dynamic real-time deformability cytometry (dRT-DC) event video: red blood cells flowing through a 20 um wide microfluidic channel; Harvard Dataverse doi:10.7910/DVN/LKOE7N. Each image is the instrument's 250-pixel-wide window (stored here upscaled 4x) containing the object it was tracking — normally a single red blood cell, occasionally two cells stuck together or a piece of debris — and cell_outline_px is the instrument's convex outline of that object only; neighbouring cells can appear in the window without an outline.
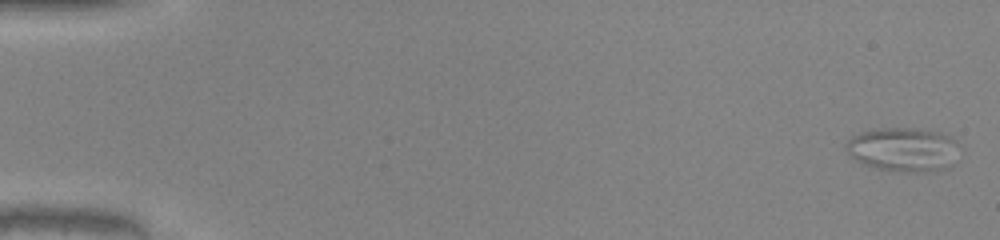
{"species": "common noctule bat (a hibernating species)", "species_latin": "Nyctalus noctula", "temperature_condition": "warm", "stored_images_in_passage": 51, "camera_frame_rate_fps": 3000, "um_per_image_px": 0.085, "animal": {"sex": "male", "body_mass_g": 20.0, "forearm_length_mm": 53.3}, "frame": {"image": 1, "passage_image": 1, "time_ms": 0.0, "image_size_px": [1000, 240], "cell_outline_px": [[956, 144], [952, 164], [948, 168], [928, 172], [892, 172], [856, 160], [848, 156], [844, 148], [844, 144], [852, 136], [860, 132], [880, 128], [916, 128], [940, 132], [952, 136], [956, 140]], "centroid_in_image_um": [76.74, 12.7], "position_along_channel_um": 8.3, "area_um2": 29.19}}
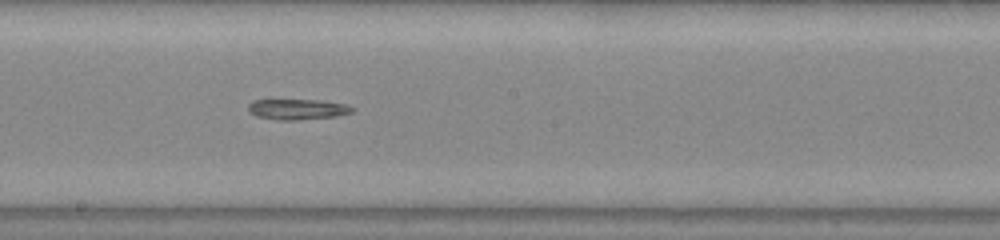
{"frame": {"image": 2, "passage_image": 29, "time_ms": 9.333, "image_size_px": [1000, 240], "cell_outline_px": [[356, 108], [352, 112], [336, 116], [300, 120], [280, 120], [256, 116], [248, 112], [248, 104], [252, 100], [320, 100], [344, 104]], "centroid_in_image_um": [25.26, 9.29], "position_along_channel_um": 222.9, "area_um2": 12.48}}
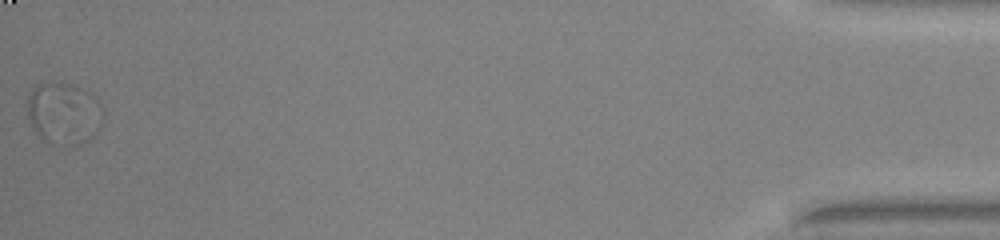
{"frame": {"image": 3, "passage_image": 51, "time_ms": 16.667, "image_size_px": [1000, 240], "cell_outline_px": [[104, 124], [88, 140], [80, 144], [52, 144], [44, 140], [32, 128], [28, 116], [28, 92], [36, 84], [68, 84], [92, 92], [100, 100], [104, 108]], "centroid_in_image_um": [5.48, 9.63], "position_along_channel_um": 429.7, "area_um2": 27.63}, "authors_computed_cell_mechanics": {"area_um2": 16.2996, "velocity_mm_per_s": 4.0649, "shape_relaxation_time_tau1_ms": 1.5162, "shape_relaxation_time_tau2_ms": 1.974, "deformation_change_tau1": 0.0963, "deformation_change_tau2": 0.0622}}